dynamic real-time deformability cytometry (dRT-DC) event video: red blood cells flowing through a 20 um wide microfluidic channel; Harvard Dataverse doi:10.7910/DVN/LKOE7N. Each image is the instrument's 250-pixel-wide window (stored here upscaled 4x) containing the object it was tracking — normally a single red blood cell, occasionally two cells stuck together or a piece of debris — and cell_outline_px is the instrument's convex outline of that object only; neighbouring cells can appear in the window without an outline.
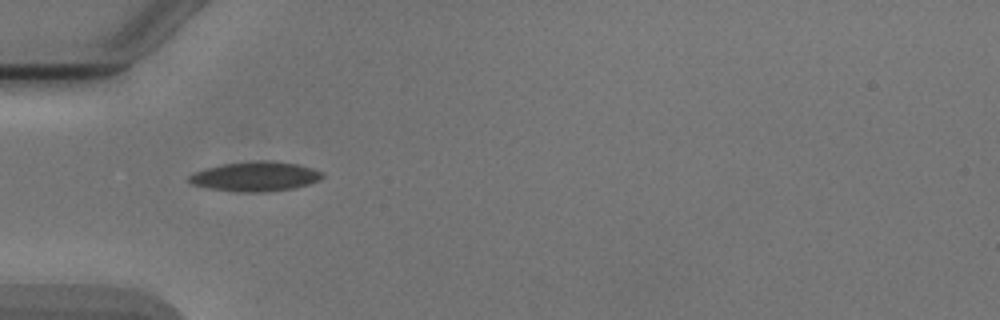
{"species": "Egyptian fruit bat (a non-hibernating species)", "species_latin": "Rousettus aegyptiacus", "temperature_condition": "cold", "stored_images_in_passage": 3, "camera_frame_rate_fps": 3000, "um_per_image_px": 0.085, "animal": {"sex": "male"}, "frame": {"image": 1, "passage_image": 2, "time_ms": 1.333, "image_size_px": [1000, 320], "cell_outline_px": [[324, 176], [320, 180], [308, 184], [292, 188], [264, 192], [240, 192], [212, 188], [192, 184], [188, 180], [188, 176], [196, 172], [208, 168], [224, 164], [256, 160], [272, 160], [296, 164], [312, 168], [324, 172]], "centroid_in_image_um": [21.76, 14.99], "position_along_channel_um": 63.2, "area_um2": 22.77}}
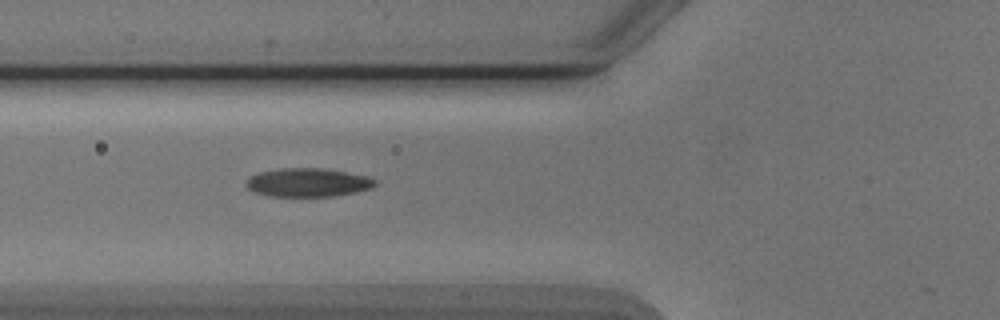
{"frame": {"image": 2, "passage_image": 3, "time_ms": 2.333, "image_size_px": [1000, 320], "cell_outline_px": [[376, 184], [372, 188], [332, 196], [268, 196], [256, 192], [248, 188], [244, 184], [252, 176], [260, 172], [280, 168], [324, 168], [368, 176], [376, 180]], "centroid_in_image_um": [26.18, 15.5], "position_along_channel_um": 99.6, "area_um2": 21.27}}